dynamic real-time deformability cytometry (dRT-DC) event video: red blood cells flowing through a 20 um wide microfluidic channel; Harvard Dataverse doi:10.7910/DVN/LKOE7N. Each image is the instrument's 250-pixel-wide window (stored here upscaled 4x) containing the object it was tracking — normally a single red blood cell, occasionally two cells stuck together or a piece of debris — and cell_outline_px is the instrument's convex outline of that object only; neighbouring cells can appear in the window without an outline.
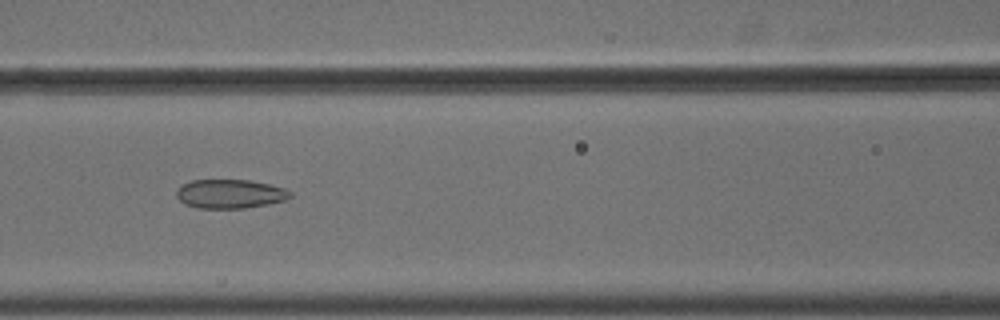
{"species": "common noctule bat (a hibernating species)", "species_latin": "Nyctalus noctula", "temperature_condition": "cold", "stored_images_in_passage": 55, "camera_frame_rate_fps": 3000, "um_per_image_px": 0.085, "animal": {"sex": "male", "body_mass_g": 18.8}, "frame": {"image": 1, "passage_image": 25, "time_ms": 8.0, "image_size_px": [1000, 320], "cell_outline_px": [[292, 196], [288, 200], [268, 204], [244, 208], [196, 208], [184, 204], [176, 196], [176, 192], [184, 184], [192, 180], [248, 180], [268, 184], [284, 188], [292, 192]], "centroid_in_image_um": [19.58, 16.49], "position_along_channel_um": 147.0, "area_um2": 19.19}}
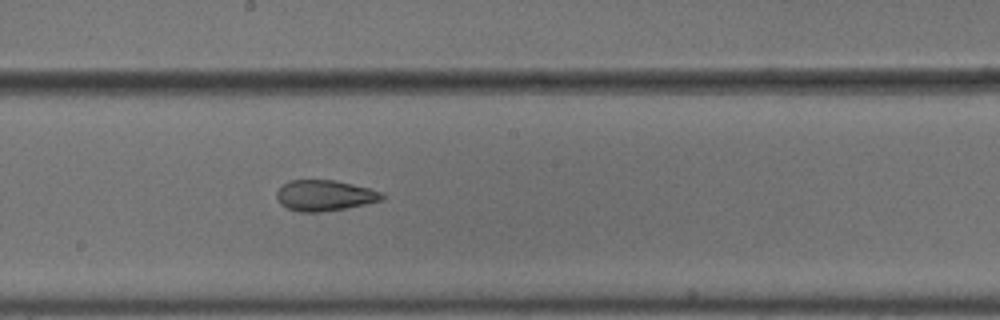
{"frame": {"image": 2, "passage_image": 31, "time_ms": 10.0, "image_size_px": [1000, 320], "cell_outline_px": [[384, 200], [348, 208], [324, 212], [300, 212], [288, 208], [280, 204], [276, 196], [276, 192], [284, 184], [292, 180], [336, 180], [384, 192]], "centroid_in_image_um": [27.63, 16.63], "position_along_channel_um": 220.6, "area_um2": 19.02}}
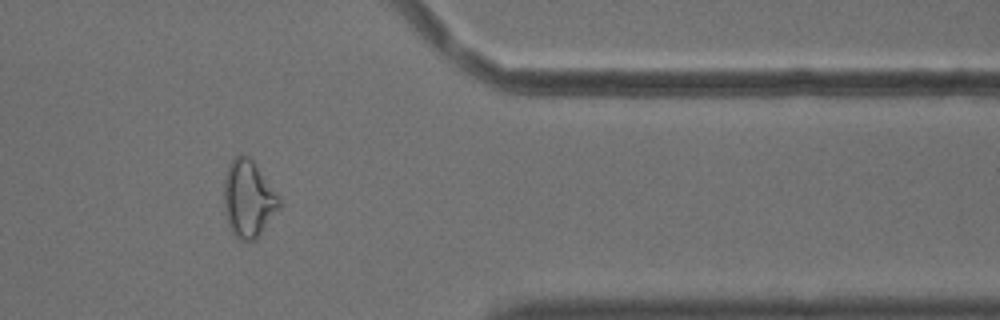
{"frame": {"image": 3, "passage_image": 46, "time_ms": 15.0, "image_size_px": [1000, 320], "cell_outline_px": [[280, 208], [260, 236], [256, 240], [244, 240], [236, 236], [232, 232], [228, 224], [224, 208], [224, 176], [228, 164], [236, 156], [248, 156], [252, 160], [280, 200]], "centroid_in_image_um": [21.09, 16.93], "position_along_channel_um": 390.3, "area_um2": 24.45}, "authors_computed_cell_mechanics": {"area_um2": 24.4494, "velocity_mm_per_s": 3.6823, "shape_relaxation_time_tau1_ms": null, "shape_relaxation_time_tau2_ms": 2.608, "deformation_change_tau1": null, "deformation_change_tau2": 0.0968}}